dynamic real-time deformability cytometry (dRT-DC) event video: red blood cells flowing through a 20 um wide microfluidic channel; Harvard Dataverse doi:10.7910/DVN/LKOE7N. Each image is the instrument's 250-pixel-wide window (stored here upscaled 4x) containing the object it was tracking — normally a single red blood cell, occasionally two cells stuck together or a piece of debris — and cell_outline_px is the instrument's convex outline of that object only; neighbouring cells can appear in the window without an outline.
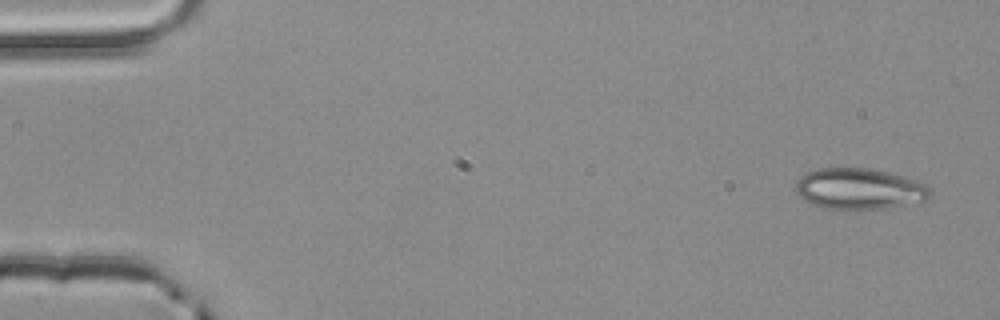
{"species": "common noctule bat (a hibernating species)", "species_latin": "Nyctalus noctula", "temperature_condition": "room temperature", "stored_images_in_passage": 4, "camera_frame_rate_fps": 3000, "um_per_image_px": 0.085, "animal": {"sex": "male", "body_mass_g": 20.4}, "frame": {"image": 1, "passage_image": 1, "time_ms": 0.0, "image_size_px": [1000, 320], "cell_outline_px": [[932, 196], [928, 200], [880, 208], [824, 208], [812, 204], [804, 200], [796, 192], [796, 180], [800, 176], [816, 168], [868, 168], [920, 180], [932, 188]], "centroid_in_image_um": [73.07, 16.03], "position_along_channel_um": 11.9, "area_um2": 32.02}}